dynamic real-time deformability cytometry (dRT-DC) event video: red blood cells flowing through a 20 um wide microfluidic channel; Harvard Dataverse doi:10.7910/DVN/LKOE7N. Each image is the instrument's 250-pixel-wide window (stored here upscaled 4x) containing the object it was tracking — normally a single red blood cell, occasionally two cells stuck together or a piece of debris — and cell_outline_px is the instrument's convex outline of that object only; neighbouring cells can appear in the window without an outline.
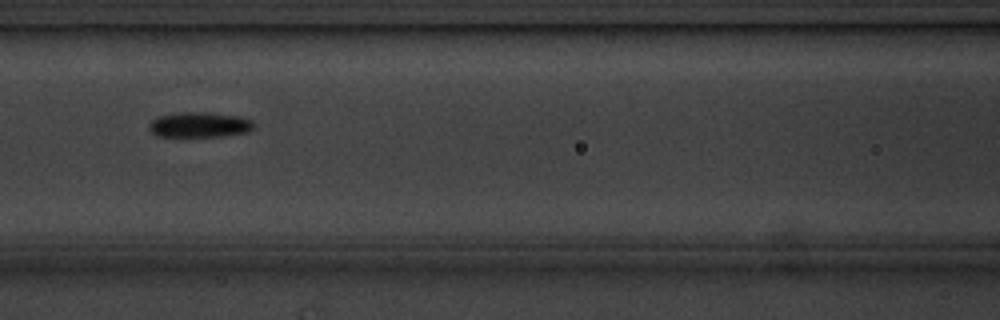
{"species": "common noctule bat (a hibernating species)", "species_latin": "Nyctalus noctula", "temperature_condition": "cold", "stored_images_in_passage": 10, "camera_frame_rate_fps": 3000, "um_per_image_px": 0.085, "animal": {"sex": "male", "body_mass_g": 20.1, "forearm_length_mm": 53.5}, "frame": {"image": 1, "passage_image": 6, "time_ms": 6.0, "image_size_px": [1000, 320], "cell_outline_px": [[256, 124], [248, 132], [224, 136], [156, 136], [148, 128], [148, 124], [156, 116], [180, 112], [208, 112], [240, 116], [252, 120]], "centroid_in_image_um": [16.96, 10.59], "position_along_channel_um": 149.6, "area_um2": 15.61}}